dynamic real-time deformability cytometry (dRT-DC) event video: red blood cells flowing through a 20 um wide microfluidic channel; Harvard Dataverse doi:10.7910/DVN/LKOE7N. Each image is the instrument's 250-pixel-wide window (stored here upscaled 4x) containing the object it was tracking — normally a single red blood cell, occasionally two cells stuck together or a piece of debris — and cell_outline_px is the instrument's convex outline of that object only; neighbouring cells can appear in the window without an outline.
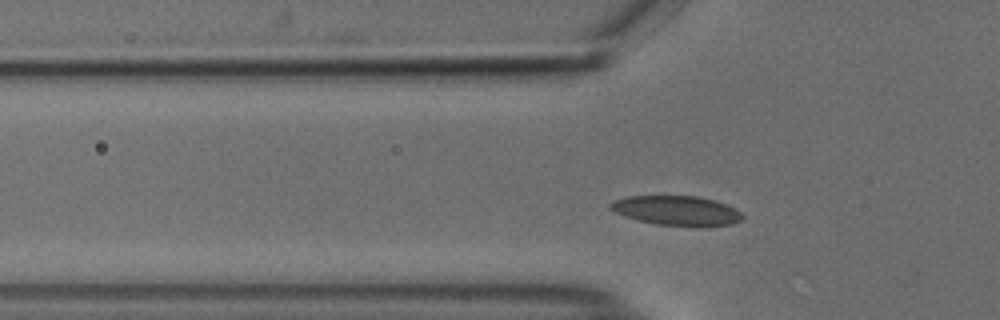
{"species": "common noctule bat (a hibernating species)", "species_latin": "Nyctalus noctula", "temperature_condition": "cold", "stored_images_in_passage": 40, "segment_of_instrument_passage": [1, 2], "camera_frame_rate_fps": 3000, "um_per_image_px": 0.085, "animal": {"sex": "male", "body_mass_g": 18.8}, "frame": {"image": 1, "passage_image": 2, "time_ms": 0.333, "image_size_px": [1000, 320], "cell_outline_px": [[744, 216], [740, 220], [732, 224], [700, 228], [656, 224], [624, 216], [608, 208], [608, 204], [616, 200], [628, 196], [696, 196], [716, 200], [740, 212]], "centroid_in_image_um": [57.53, 17.92], "position_along_channel_um": 68.3, "area_um2": 22.95}}
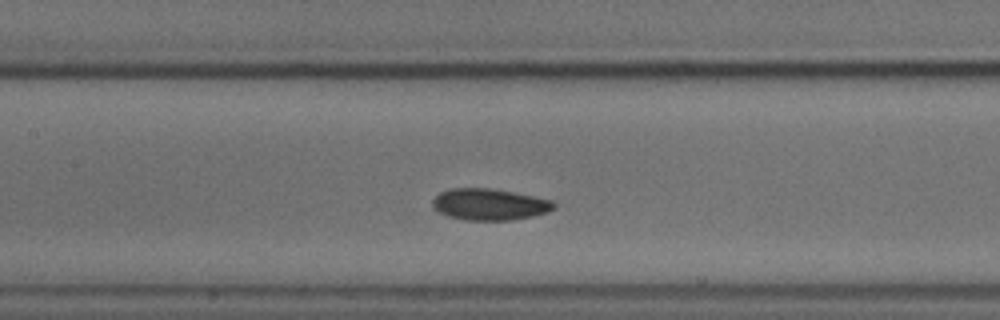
{"frame": {"image": 2, "passage_image": 10, "time_ms": 3.0, "image_size_px": [1000, 320], "cell_outline_px": [[556, 208], [548, 212], [532, 216], [512, 220], [464, 220], [448, 216], [432, 208], [432, 200], [440, 192], [448, 188], [488, 188], [512, 192], [552, 200], [556, 204]], "centroid_in_image_um": [41.59, 17.37], "position_along_channel_um": 165.8, "area_um2": 22.31}}
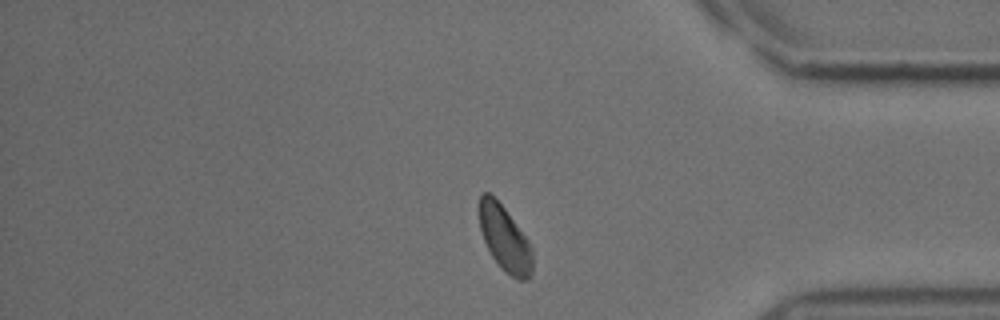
{"frame": {"image": 3, "passage_image": 30, "time_ms": 9.667, "image_size_px": [1000, 320], "cell_outline_px": [[532, 272], [528, 280], [516, 280], [504, 272], [500, 268], [492, 256], [484, 240], [480, 228], [476, 208], [480, 196], [484, 192], [488, 192], [504, 208], [528, 240], [532, 248]], "centroid_in_image_um": [42.87, 20.29], "position_along_channel_um": 392.3, "area_um2": 20.52}}